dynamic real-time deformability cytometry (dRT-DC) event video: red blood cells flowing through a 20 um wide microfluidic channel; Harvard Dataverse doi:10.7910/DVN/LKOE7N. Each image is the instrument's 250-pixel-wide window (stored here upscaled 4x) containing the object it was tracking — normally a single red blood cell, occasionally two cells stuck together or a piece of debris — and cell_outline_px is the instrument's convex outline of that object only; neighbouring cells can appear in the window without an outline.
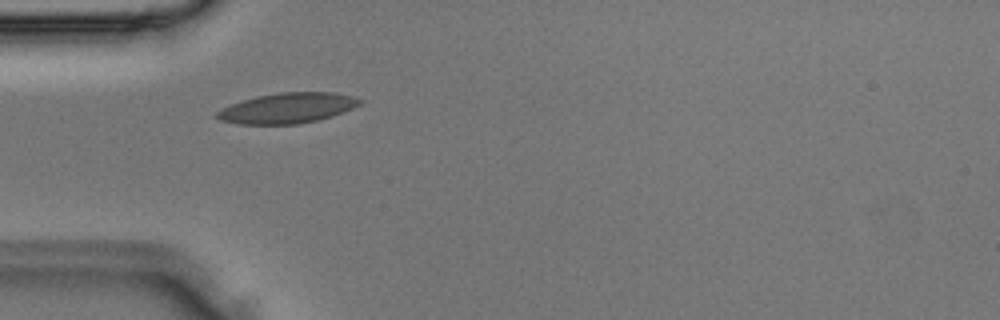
{"species": "Egyptian fruit bat (a non-hibernating species)", "species_latin": "Rousettus aegyptiacus", "temperature_condition": "room temperature", "stored_images_in_passage": 4, "camera_frame_rate_fps": 3000, "um_per_image_px": 0.085, "animal": {"sex": "male"}, "frame": {"image": 1, "passage_image": 3, "time_ms": 0.667, "image_size_px": [1000, 320], "cell_outline_px": [[364, 100], [360, 104], [352, 108], [332, 116], [316, 120], [296, 124], [240, 124], [220, 120], [216, 116], [216, 112], [220, 108], [244, 100], [260, 96], [280, 92], [332, 92], [352, 96]], "centroid_in_image_um": [24.44, 9.18], "position_along_channel_um": 60.6, "area_um2": 24.97}}
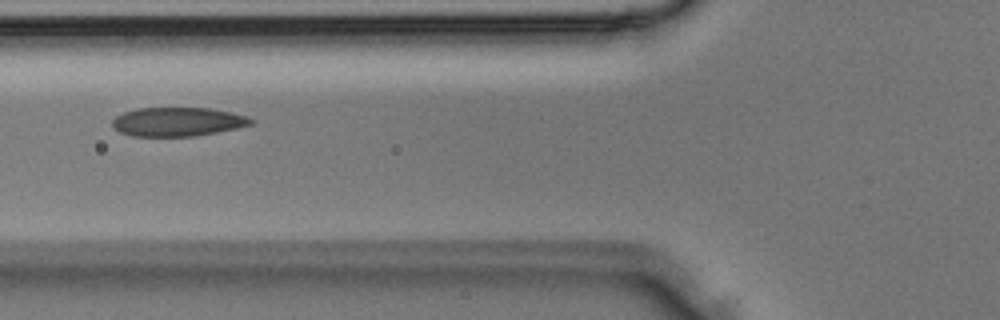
{"frame": {"image": 2, "passage_image": 4, "time_ms": 1.0, "image_size_px": [1000, 320], "cell_outline_px": [[252, 124], [236, 128], [196, 136], [132, 136], [120, 132], [112, 124], [112, 120], [116, 116], [124, 112], [136, 108], [208, 108], [228, 112], [244, 116], [252, 120]], "centroid_in_image_um": [15.04, 10.35], "position_along_channel_um": 110.8, "area_um2": 23.0}}